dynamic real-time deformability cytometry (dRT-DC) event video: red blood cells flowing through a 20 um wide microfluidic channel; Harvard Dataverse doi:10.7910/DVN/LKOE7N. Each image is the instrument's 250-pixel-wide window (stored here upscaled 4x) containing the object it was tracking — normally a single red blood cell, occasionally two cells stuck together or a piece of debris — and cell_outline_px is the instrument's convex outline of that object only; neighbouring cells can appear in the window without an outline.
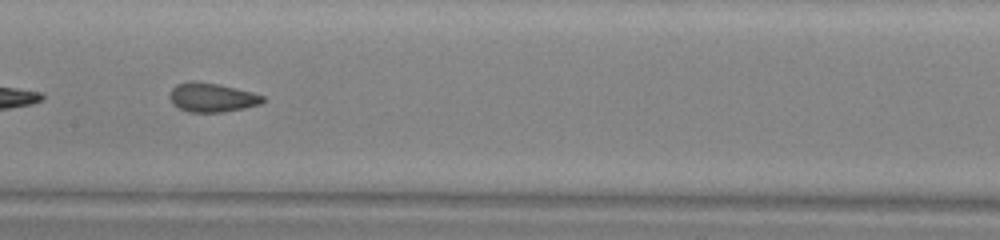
{"species": "common noctule bat (a hibernating species)", "species_latin": "Nyctalus noctula", "temperature_condition": "warm", "stored_images_in_passage": 21, "camera_frame_rate_fps": 3000, "um_per_image_px": 0.085, "animal": {"sex": "male", "body_mass_g": 13.0, "forearm_length_mm": 53.1}, "frame": {"image": 1, "passage_image": 12, "time_ms": 3.667, "image_size_px": [1000, 240], "cell_outline_px": [[264, 100], [260, 104], [244, 108], [224, 112], [188, 112], [172, 104], [168, 96], [172, 88], [176, 84], [192, 80], [196, 80], [216, 84], [252, 92], [264, 96]], "centroid_in_image_um": [17.97, 8.28], "position_along_channel_um": 189.4, "area_um2": 15.78}}
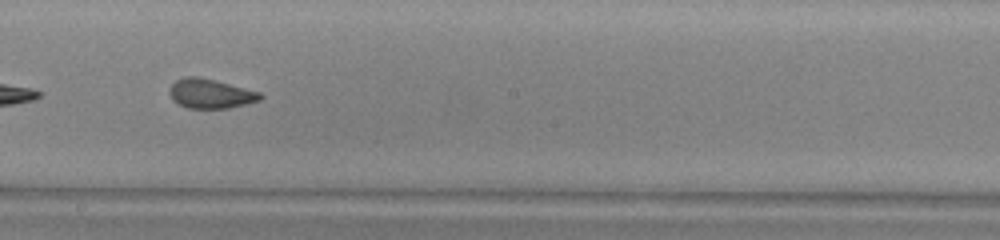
{"frame": {"image": 2, "passage_image": 15, "time_ms": 4.667, "image_size_px": [1000, 240], "cell_outline_px": [[264, 96], [260, 100], [228, 108], [188, 108], [172, 100], [168, 92], [172, 84], [176, 80], [184, 76], [200, 76], [260, 92]], "centroid_in_image_um": [17.87, 7.95], "position_along_channel_um": 230.3, "area_um2": 15.55}}